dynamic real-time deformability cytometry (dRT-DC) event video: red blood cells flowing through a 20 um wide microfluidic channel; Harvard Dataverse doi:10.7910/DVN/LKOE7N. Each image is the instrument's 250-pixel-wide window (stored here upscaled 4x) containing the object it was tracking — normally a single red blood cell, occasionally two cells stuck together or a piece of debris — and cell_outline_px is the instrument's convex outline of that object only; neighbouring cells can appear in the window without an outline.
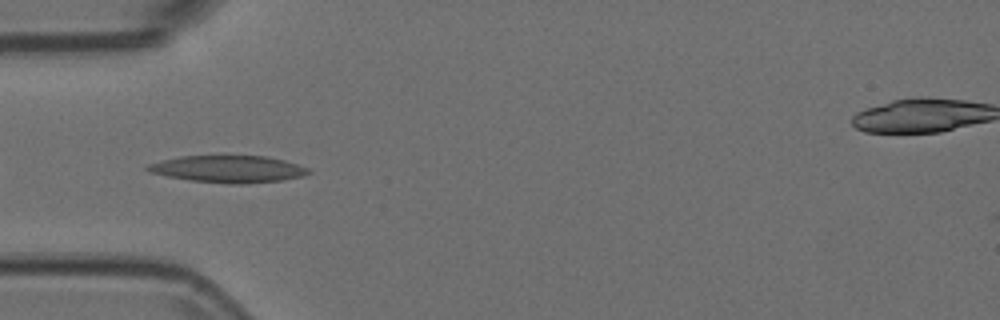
{"species": "Egyptian fruit bat (a non-hibernating species)", "species_latin": "Rousettus aegyptiacus", "temperature_condition": "room temperature", "stored_images_in_passage": 38, "camera_frame_rate_fps": 3000, "um_per_image_px": 0.085, "animal": {"sex": "female"}, "frame": {"image": 1, "passage_image": 4, "time_ms": 1.0, "image_size_px": [1000, 320], "cell_outline_px": [[312, 172], [304, 176], [280, 180], [248, 184], [228, 184], [192, 180], [168, 176], [152, 172], [144, 168], [148, 164], [180, 156], [224, 152], [268, 156], [284, 160], [308, 168]], "centroid_in_image_um": [19.43, 14.31], "position_along_channel_um": 65.6, "area_um2": 26.41}}
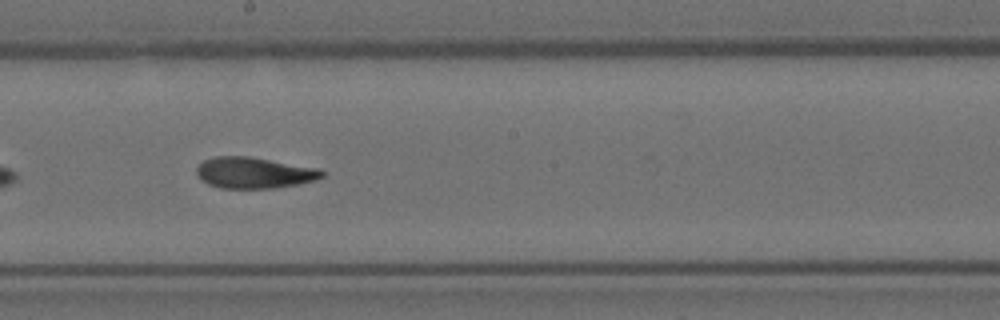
{"frame": {"image": 2, "passage_image": 17, "time_ms": 5.333, "image_size_px": [1000, 320], "cell_outline_px": [[324, 176], [316, 180], [276, 188], [220, 188], [208, 184], [196, 172], [196, 168], [204, 160], [216, 156], [248, 156], [320, 168], [324, 172]], "centroid_in_image_um": [21.63, 14.68], "position_along_channel_um": 226.6, "area_um2": 22.66}}
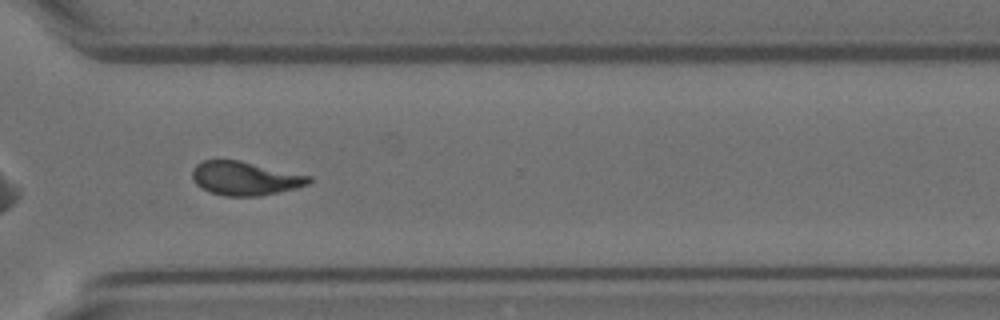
{"frame": {"image": 3, "passage_image": 27, "time_ms": 8.667, "image_size_px": [1000, 320], "cell_outline_px": [[312, 180], [308, 184], [296, 188], [260, 196], [224, 196], [200, 188], [196, 184], [192, 176], [192, 168], [196, 164], [204, 160], [240, 160], [312, 176]], "centroid_in_image_um": [20.83, 15.15], "position_along_channel_um": 349.8, "area_um2": 23.0}}